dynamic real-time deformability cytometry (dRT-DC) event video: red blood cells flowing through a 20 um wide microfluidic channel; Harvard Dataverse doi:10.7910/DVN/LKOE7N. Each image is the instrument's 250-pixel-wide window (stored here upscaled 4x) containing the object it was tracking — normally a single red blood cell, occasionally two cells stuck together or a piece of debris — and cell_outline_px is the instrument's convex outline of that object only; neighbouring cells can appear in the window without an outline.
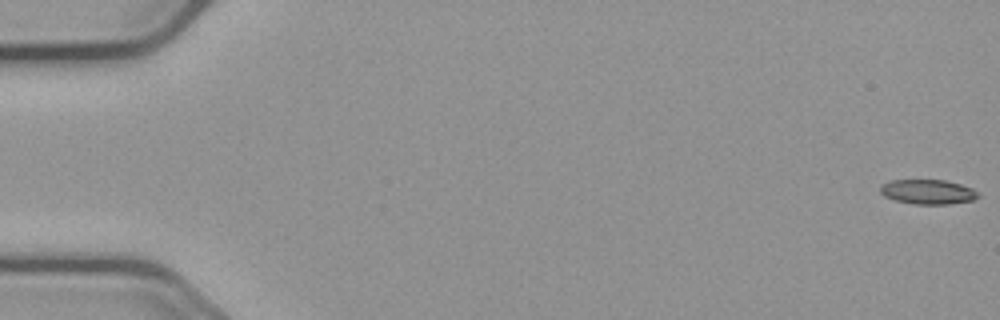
{"species": "common noctule bat (a hibernating species)", "species_latin": "Nyctalus noctula", "temperature_condition": "cold", "stored_images_in_passage": 58, "segment_of_instrument_passage": [1, 2], "camera_frame_rate_fps": 3000, "um_per_image_px": 0.085, "animal": {"sex": "male", "body_mass_g": 23.1, "forearm_length_mm": 52.7}, "frame": {"image": 1, "passage_image": 1, "time_ms": 0.0, "image_size_px": [1000, 320], "cell_outline_px": [[980, 196], [972, 200], [948, 204], [912, 204], [896, 200], [884, 196], [880, 192], [880, 184], [892, 180], [944, 180], [960, 184], [972, 188]], "centroid_in_image_um": [78.84, 16.3], "position_along_channel_um": 6.2, "area_um2": 13.99}}
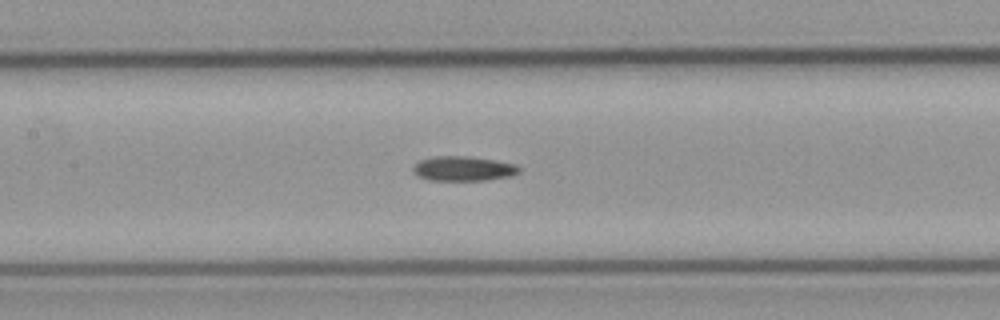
{"frame": {"image": 2, "passage_image": 27, "time_ms": 8.667, "image_size_px": [1000, 320], "cell_outline_px": [[520, 172], [512, 176], [484, 180], [428, 180], [416, 176], [412, 172], [412, 168], [420, 160], [432, 156], [468, 156], [496, 160], [516, 164], [520, 168]], "centroid_in_image_um": [39.37, 14.33], "position_along_channel_um": 168.0, "area_um2": 15.43}}
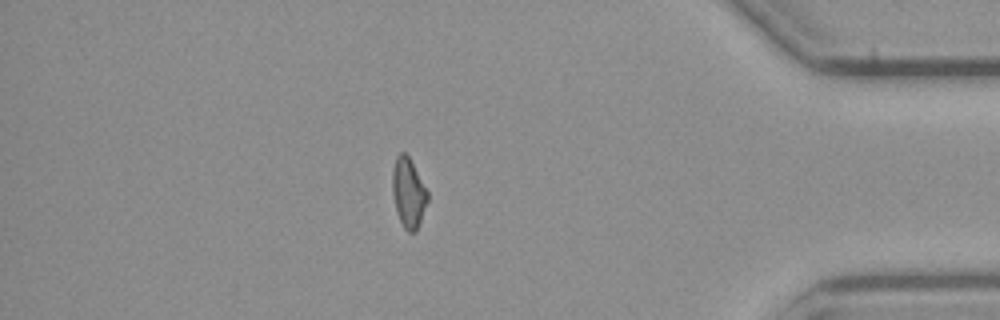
{"frame": {"image": 3, "passage_image": 49, "time_ms": 16.0, "image_size_px": [1000, 320], "cell_outline_px": [[428, 200], [416, 232], [408, 232], [404, 228], [396, 212], [392, 192], [392, 168], [396, 156], [400, 152], [404, 152], [408, 156], [428, 192]], "centroid_in_image_um": [34.69, 16.39], "position_along_channel_um": 400.5, "area_um2": 14.22}}